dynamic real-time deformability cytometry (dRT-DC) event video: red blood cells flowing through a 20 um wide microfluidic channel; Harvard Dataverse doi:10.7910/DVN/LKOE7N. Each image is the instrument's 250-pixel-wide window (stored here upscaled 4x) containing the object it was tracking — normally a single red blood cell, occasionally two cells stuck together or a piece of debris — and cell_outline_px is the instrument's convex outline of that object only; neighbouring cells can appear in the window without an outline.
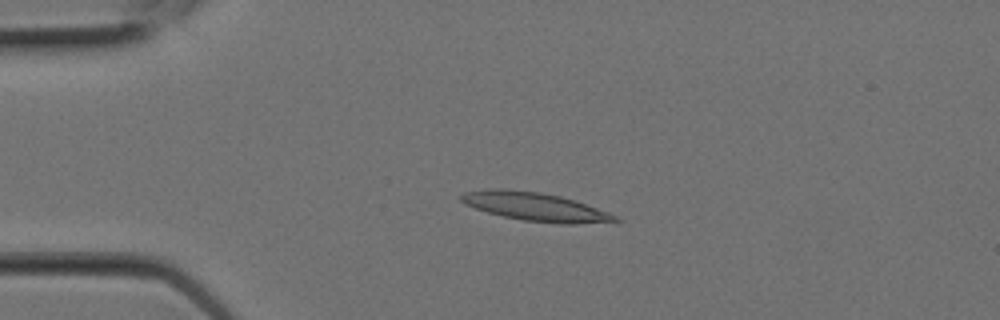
{"species": "Egyptian fruit bat (a non-hibernating species)", "species_latin": "Rousettus aegyptiacus", "temperature_condition": "room temperature", "stored_images_in_passage": 2, "camera_frame_rate_fps": 3000, "um_per_image_px": 0.085, "animal": {"sex": "female"}, "frame": {"image": 1, "passage_image": 2, "time_ms": 0.333, "image_size_px": [1000, 320], "cell_outline_px": [[624, 220], [572, 224], [564, 224], [524, 220], [504, 216], [488, 212], [464, 204], [460, 200], [460, 196], [464, 192], [488, 188], [504, 188], [540, 192], [560, 196], [576, 200], [608, 212]], "centroid_in_image_um": [45.47, 17.55], "position_along_channel_um": 39.5, "area_um2": 25.43}}